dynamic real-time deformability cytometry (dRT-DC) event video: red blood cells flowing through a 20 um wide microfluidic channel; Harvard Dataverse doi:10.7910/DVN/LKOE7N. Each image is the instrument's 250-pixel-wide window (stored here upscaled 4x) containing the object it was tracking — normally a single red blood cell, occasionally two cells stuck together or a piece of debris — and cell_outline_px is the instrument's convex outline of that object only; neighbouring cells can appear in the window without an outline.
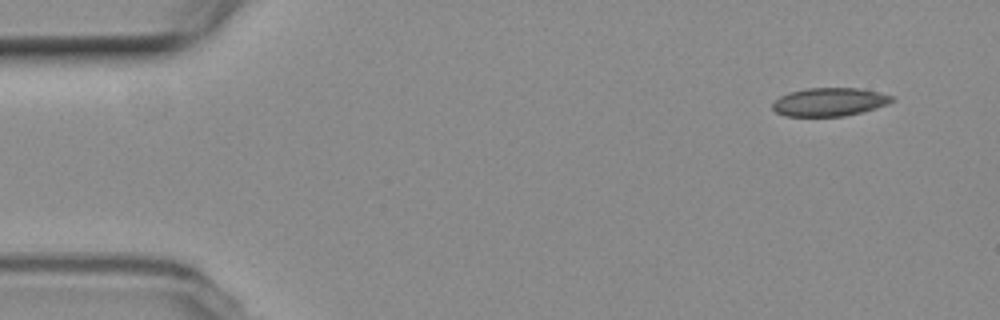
{"species": "common noctule bat (a hibernating species)", "species_latin": "Nyctalus noctula", "temperature_condition": "room temperature", "stored_images_in_passage": 54, "camera_frame_rate_fps": 3000, "um_per_image_px": 0.085, "animal": {"sex": "female", "body_mass_g": 19.3, "forearm_length_mm": 54.1}, "frame": {"image": 1, "passage_image": 1, "time_ms": 0.0, "image_size_px": [1000, 320], "cell_outline_px": [[896, 100], [888, 104], [876, 108], [844, 116], [784, 116], [776, 112], [772, 108], [772, 104], [780, 96], [788, 92], [804, 88], [860, 88], [892, 96]], "centroid_in_image_um": [70.48, 8.66], "position_along_channel_um": 14.5, "area_um2": 19.71}}
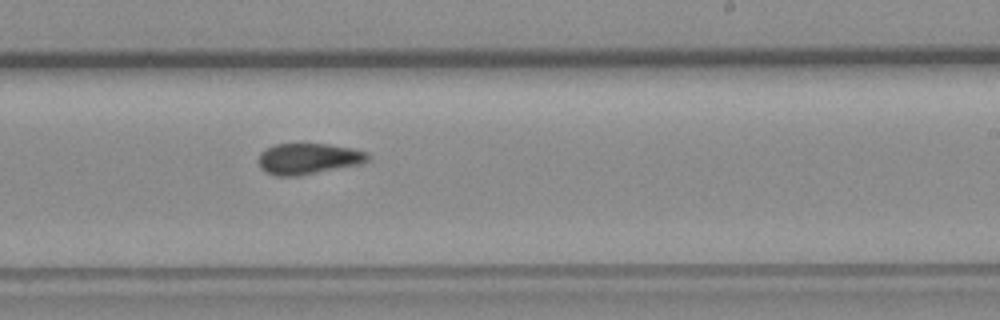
{"frame": {"image": 2, "passage_image": 31, "time_ms": 10.0, "image_size_px": [1000, 320], "cell_outline_px": [[372, 156], [364, 164], [300, 176], [276, 176], [264, 172], [260, 168], [260, 152], [276, 144], [328, 144], [352, 148], [368, 152]], "centroid_in_image_um": [26.28, 13.51], "position_along_channel_um": 262.7, "area_um2": 20.06}}
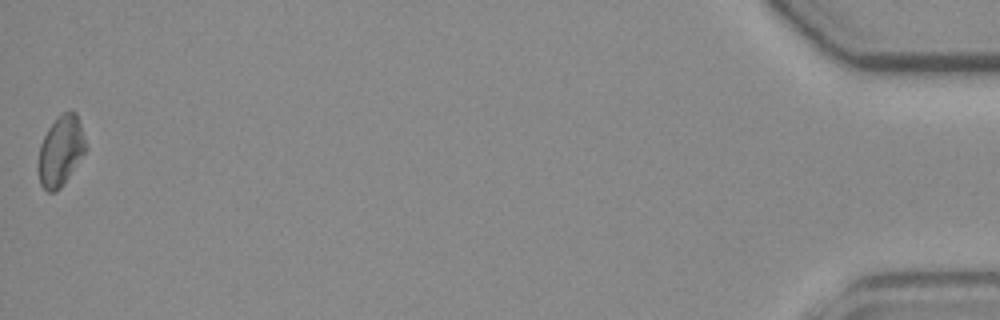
{"frame": {"image": 3, "passage_image": 54, "time_ms": 17.667, "image_size_px": [1000, 320], "cell_outline_px": [[84, 152], [60, 188], [56, 192], [48, 192], [40, 184], [36, 168], [40, 144], [48, 128], [56, 116], [64, 112], [76, 112], [80, 124], [84, 140]], "centroid_in_image_um": [5.08, 12.84], "position_along_channel_um": 430.1, "area_um2": 19.07}, "authors_computed_cell_mechanics": {"area_um2": 19.8254, "velocity_mm_per_s": 3.5446, "shape_relaxation_time_tau1_ms": null, "shape_relaxation_time_tau2_ms": 7.0497, "deformation_change_tau1": null, "deformation_change_tau2": 0.1202}}